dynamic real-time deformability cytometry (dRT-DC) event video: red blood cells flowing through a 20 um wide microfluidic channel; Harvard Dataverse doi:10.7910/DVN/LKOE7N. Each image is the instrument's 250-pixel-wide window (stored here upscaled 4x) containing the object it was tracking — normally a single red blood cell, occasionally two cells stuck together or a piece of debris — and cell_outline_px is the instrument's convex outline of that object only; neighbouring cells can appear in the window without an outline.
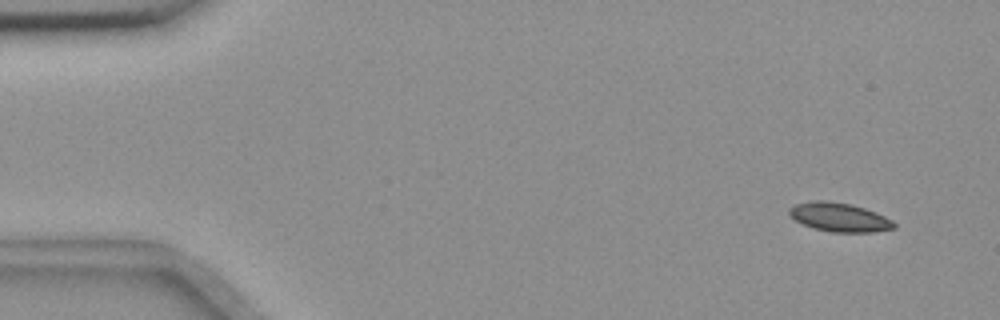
{"species": "common noctule bat (a hibernating species)", "species_latin": "Nyctalus noctula", "temperature_condition": "room temperature", "stored_images_in_passage": 56, "camera_frame_rate_fps": 3000, "um_per_image_px": 0.085, "animal": {"sex": "female", "body_mass_g": 18.4}, "frame": {"image": 1, "passage_image": 4, "time_ms": 1.0, "image_size_px": [1000, 320], "cell_outline_px": [[896, 228], [872, 232], [832, 232], [816, 228], [804, 224], [796, 220], [788, 212], [788, 208], [796, 204], [816, 200], [824, 200], [852, 204], [876, 212], [892, 220], [896, 224]], "centroid_in_image_um": [71.38, 18.46], "position_along_channel_um": 13.6, "area_um2": 17.46}}
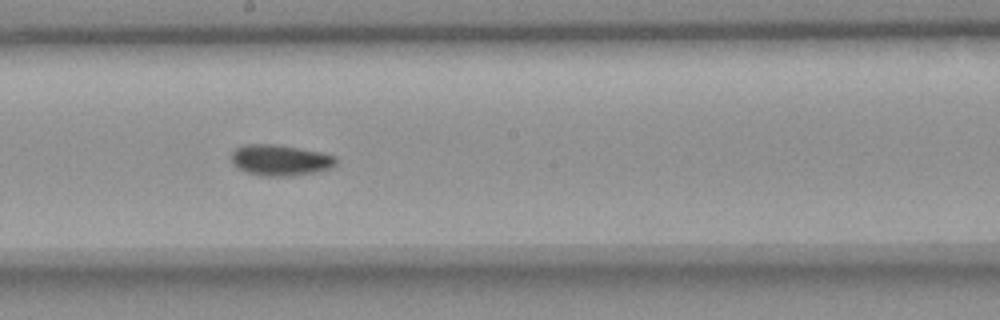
{"frame": {"image": 2, "passage_image": 31, "time_ms": 10.0, "image_size_px": [1000, 320], "cell_outline_px": [[336, 164], [332, 168], [316, 172], [292, 176], [260, 176], [236, 168], [232, 164], [232, 152], [236, 148], [244, 144], [272, 144], [320, 152], [336, 156]], "centroid_in_image_um": [23.81, 13.62], "position_along_channel_um": 224.4, "area_um2": 18.9}}
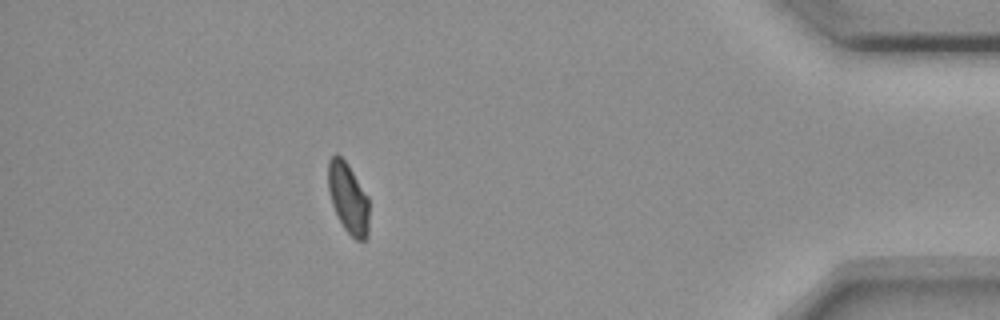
{"frame": {"image": 3, "passage_image": 50, "time_ms": 16.333, "image_size_px": [1000, 320], "cell_outline_px": [[368, 236], [364, 240], [356, 240], [344, 228], [332, 204], [328, 188], [328, 160], [336, 152], [348, 164], [368, 196]], "centroid_in_image_um": [29.59, 16.81], "position_along_channel_um": 405.6, "area_um2": 16.7}}